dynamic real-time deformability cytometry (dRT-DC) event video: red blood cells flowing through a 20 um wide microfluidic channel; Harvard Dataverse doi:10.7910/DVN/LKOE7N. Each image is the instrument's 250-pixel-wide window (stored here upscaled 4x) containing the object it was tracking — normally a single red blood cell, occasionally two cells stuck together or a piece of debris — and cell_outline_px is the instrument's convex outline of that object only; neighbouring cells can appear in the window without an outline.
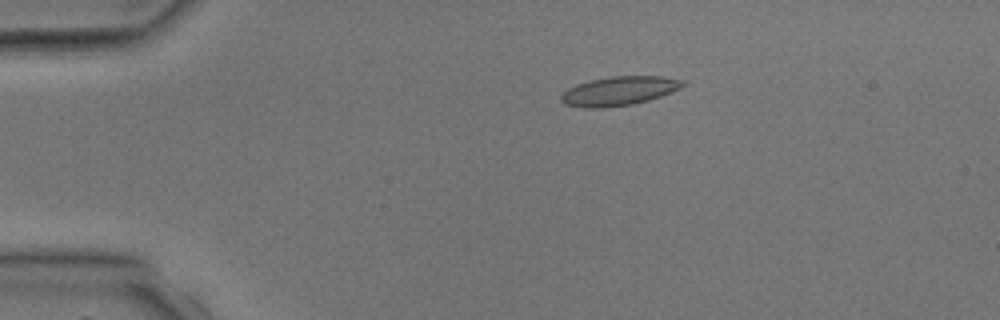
{"species": "common noctule bat (a hibernating species)", "species_latin": "Nyctalus noctula", "temperature_condition": "room temperature", "stored_images_in_passage": 2, "camera_frame_rate_fps": 3000, "um_per_image_px": 0.085, "animal": {"sex": "male", "body_mass_g": 17.9, "forearm_length_mm": 54.2}, "frame": {"image": 1, "passage_image": 1, "time_ms": 0.0, "image_size_px": [1000, 320], "cell_outline_px": [[684, 84], [680, 88], [660, 96], [648, 100], [632, 104], [604, 108], [584, 108], [564, 104], [560, 100], [560, 96], [568, 88], [576, 84], [592, 80], [612, 76], [664, 76], [684, 80]], "centroid_in_image_um": [52.59, 7.73], "position_along_channel_um": 32.4, "area_um2": 20.52}}